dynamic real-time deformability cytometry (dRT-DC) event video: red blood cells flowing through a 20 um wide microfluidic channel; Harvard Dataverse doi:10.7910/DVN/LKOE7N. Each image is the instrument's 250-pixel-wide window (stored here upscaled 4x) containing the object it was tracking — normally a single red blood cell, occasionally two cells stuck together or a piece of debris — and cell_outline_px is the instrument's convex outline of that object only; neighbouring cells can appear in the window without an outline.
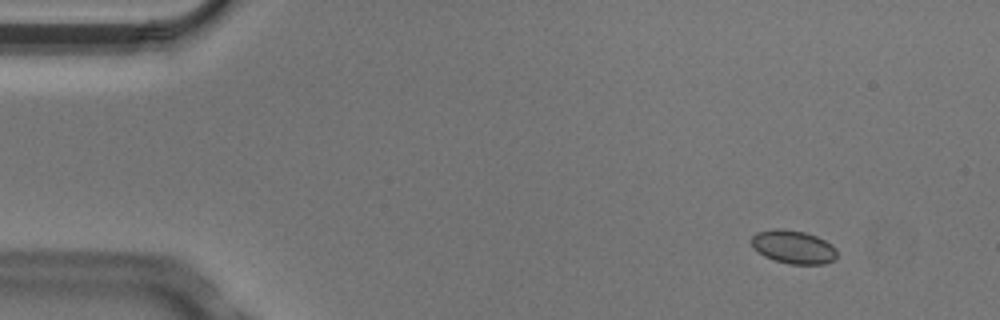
{"species": "Egyptian fruit bat (a non-hibernating species)", "species_latin": "Rousettus aegyptiacus", "temperature_condition": "cold", "stored_images_in_passage": 5, "camera_frame_rate_fps": 3000, "um_per_image_px": 0.085, "animal": {"sex": "male"}, "frame": {"image": 1, "passage_image": 2, "time_ms": 0.333, "image_size_px": [1000, 320], "cell_outline_px": [[836, 256], [832, 260], [824, 264], [788, 264], [772, 260], [764, 256], [752, 248], [752, 236], [756, 232], [776, 228], [784, 228], [804, 232], [816, 236], [832, 244], [836, 248]], "centroid_in_image_um": [67.4, 20.99], "position_along_channel_um": 17.6, "area_um2": 16.76}}
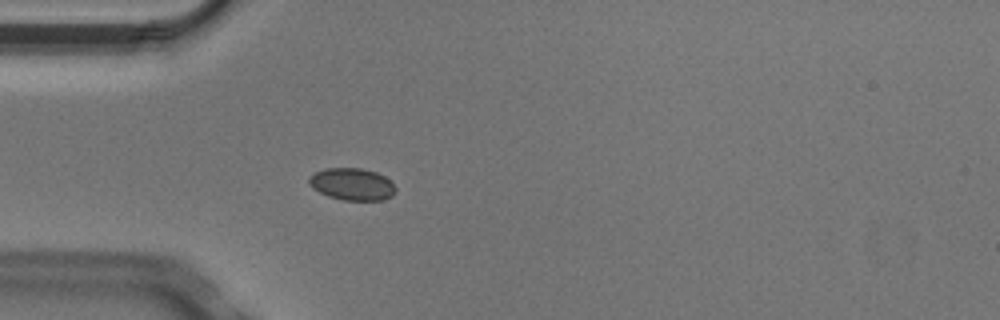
{"frame": {"image": 2, "passage_image": 5, "time_ms": 1.333, "image_size_px": [1000, 320], "cell_outline_px": [[396, 192], [392, 196], [384, 200], [344, 200], [328, 196], [312, 188], [308, 184], [308, 176], [324, 168], [360, 168], [376, 172], [384, 176], [396, 188]], "centroid_in_image_um": [29.9, 15.65], "position_along_channel_um": 55.1, "area_um2": 16.24}}